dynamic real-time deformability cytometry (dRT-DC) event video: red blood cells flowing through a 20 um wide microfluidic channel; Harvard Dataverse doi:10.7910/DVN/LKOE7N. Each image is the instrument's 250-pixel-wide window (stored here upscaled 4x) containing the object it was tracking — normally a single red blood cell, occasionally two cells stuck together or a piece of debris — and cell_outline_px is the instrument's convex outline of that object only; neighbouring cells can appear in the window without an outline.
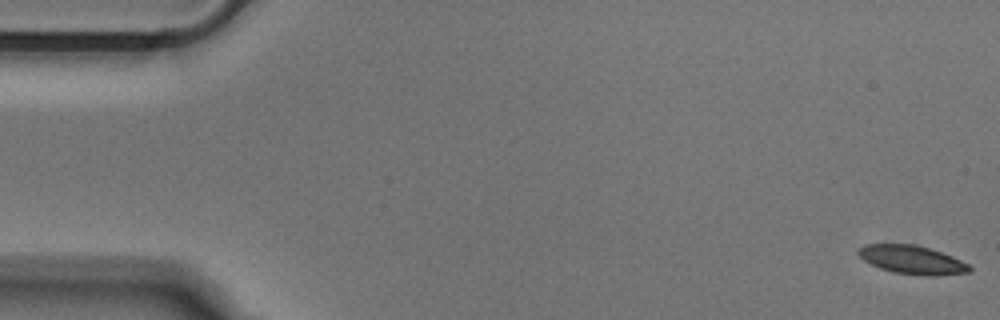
{"species": "Egyptian fruit bat (a non-hibernating species)", "species_latin": "Rousettus aegyptiacus", "temperature_condition": "cold", "stored_images_in_passage": 52, "camera_frame_rate_fps": 3000, "um_per_image_px": 0.085, "animal": {"sex": "male"}, "frame": {"image": 1, "passage_image": 1, "time_ms": 0.0, "image_size_px": [1000, 320], "cell_outline_px": [[972, 272], [936, 276], [920, 276], [892, 272], [880, 268], [864, 260], [856, 252], [864, 244], [916, 244], [952, 256], [968, 264], [972, 268]], "centroid_in_image_um": [77.55, 22.09], "position_along_channel_um": 7.5, "area_um2": 18.55}}
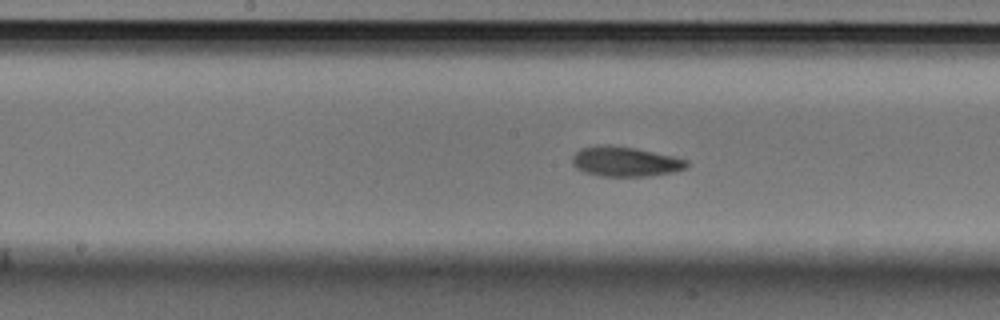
{"frame": {"image": 2, "passage_image": 26, "time_ms": 8.333, "image_size_px": [1000, 320], "cell_outline_px": [[688, 168], [672, 172], [648, 176], [600, 176], [584, 172], [576, 168], [572, 164], [572, 156], [580, 148], [596, 144], [608, 144], [636, 148], [672, 156], [688, 160]], "centroid_in_image_um": [53.11, 13.72], "position_along_channel_um": 195.1, "area_um2": 20.11}}
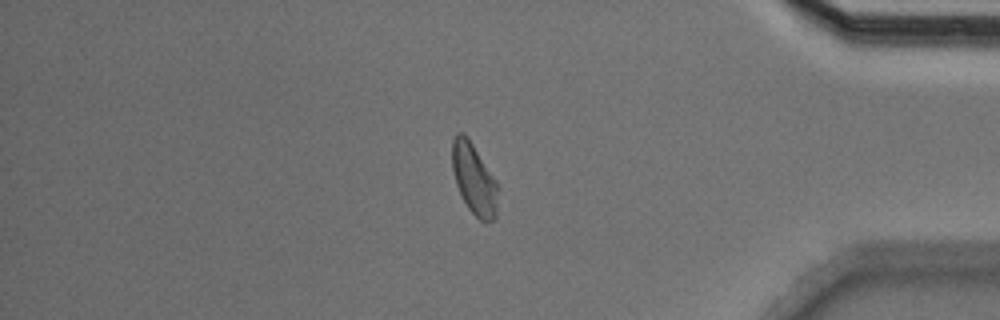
{"frame": {"image": 3, "passage_image": 44, "time_ms": 14.333, "image_size_px": [1000, 320], "cell_outline_px": [[500, 188], [496, 220], [480, 220], [468, 208], [456, 184], [452, 168], [452, 140], [456, 132], [464, 132], [496, 180]], "centroid_in_image_um": [40.32, 15.22], "position_along_channel_um": 394.9, "area_um2": 19.02}}